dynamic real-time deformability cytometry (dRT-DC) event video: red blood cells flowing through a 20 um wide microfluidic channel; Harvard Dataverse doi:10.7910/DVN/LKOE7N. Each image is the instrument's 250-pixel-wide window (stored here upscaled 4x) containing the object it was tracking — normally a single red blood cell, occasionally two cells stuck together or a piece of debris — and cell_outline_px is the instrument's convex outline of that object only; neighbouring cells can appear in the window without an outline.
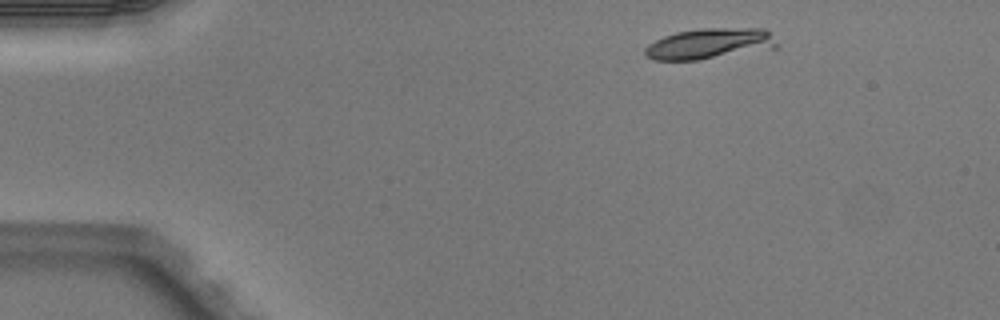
{"species": "Egyptian fruit bat (a non-hibernating species)", "species_latin": "Rousettus aegyptiacus", "temperature_condition": "warm", "stored_images_in_passage": 3, "camera_frame_rate_fps": 3000, "um_per_image_px": 0.085, "animal": {"sex": "male"}, "frame": {"image": 1, "passage_image": 1, "time_ms": 0.0, "image_size_px": [1000, 320], "cell_outline_px": [[776, 48], [700, 60], [652, 60], [644, 56], [644, 48], [648, 44], [664, 36], [676, 32], [704, 28], [764, 28], [768, 32], [776, 44]], "centroid_in_image_um": [60.26, 3.72], "position_along_channel_um": 24.7, "area_um2": 23.64}}